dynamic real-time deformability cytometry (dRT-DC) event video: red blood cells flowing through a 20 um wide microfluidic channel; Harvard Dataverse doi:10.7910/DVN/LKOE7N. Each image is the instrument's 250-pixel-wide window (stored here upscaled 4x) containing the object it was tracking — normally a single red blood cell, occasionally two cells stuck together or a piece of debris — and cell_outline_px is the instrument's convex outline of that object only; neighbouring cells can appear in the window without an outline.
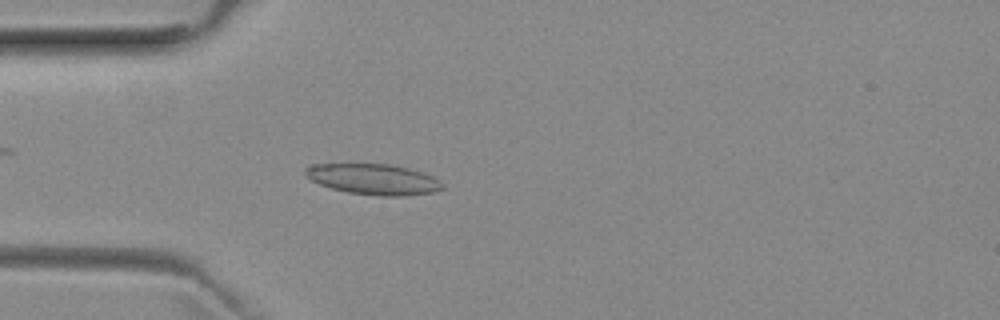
{"species": "common noctule bat (a hibernating species)", "species_latin": "Nyctalus noctula", "temperature_condition": "room temperature", "stored_images_in_passage": 35, "camera_frame_rate_fps": 3000, "um_per_image_px": 0.085, "animal": {"sex": "female", "body_mass_g": 29.2, "forearm_length_mm": 56.3}, "frame": {"image": 1, "passage_image": 8, "time_ms": 2.333, "image_size_px": [1000, 320], "cell_outline_px": [[444, 188], [432, 192], [404, 196], [380, 196], [348, 192], [332, 188], [320, 184], [312, 180], [304, 172], [304, 168], [308, 164], [388, 164], [408, 168], [432, 176], [444, 184]], "centroid_in_image_um": [31.73, 15.23], "position_along_channel_um": 53.3, "area_um2": 24.33}}
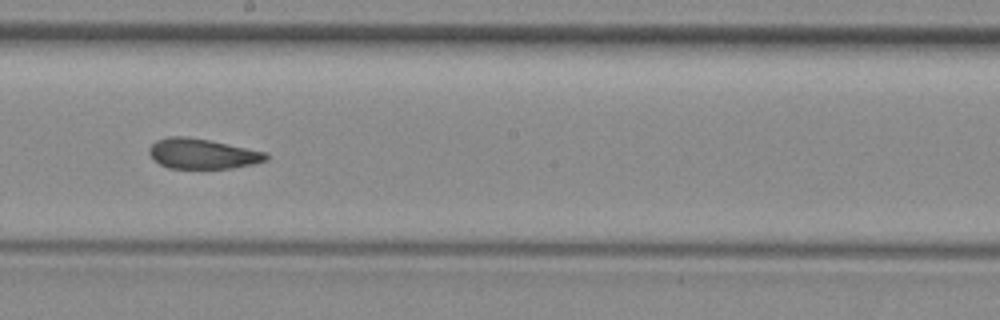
{"frame": {"image": 2, "passage_image": 22, "time_ms": 7.0, "image_size_px": [1000, 320], "cell_outline_px": [[268, 160], [256, 164], [232, 168], [168, 168], [160, 164], [148, 152], [148, 148], [156, 140], [168, 136], [184, 136], [208, 140], [268, 152]], "centroid_in_image_um": [17.23, 13.07], "position_along_channel_um": 231.0, "area_um2": 20.58}}
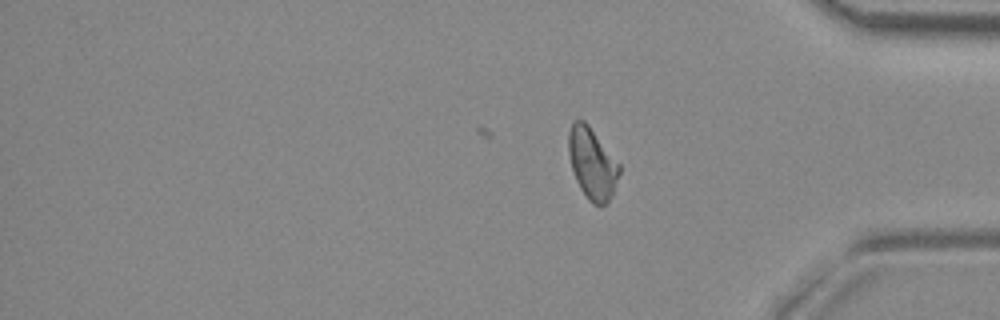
{"frame": {"image": 3, "passage_image": 35, "time_ms": 11.333, "image_size_px": [1000, 320], "cell_outline_px": [[620, 172], [612, 196], [600, 208], [592, 204], [588, 200], [580, 188], [572, 172], [568, 152], [568, 132], [572, 124], [576, 120], [584, 120], [588, 124], [620, 164]], "centroid_in_image_um": [50.33, 13.92], "position_along_channel_um": 384.9, "area_um2": 21.21}, "authors_computed_cell_mechanics": {"area_um2": 21.4438, "velocity_mm_per_s": 3.9369, "shape_relaxation_time_tau1_ms": 6.6427, "shape_relaxation_time_tau2_ms": 2.4625, "deformation_change_tau1": 0.2149, "deformation_change_tau2": 0.0951}}